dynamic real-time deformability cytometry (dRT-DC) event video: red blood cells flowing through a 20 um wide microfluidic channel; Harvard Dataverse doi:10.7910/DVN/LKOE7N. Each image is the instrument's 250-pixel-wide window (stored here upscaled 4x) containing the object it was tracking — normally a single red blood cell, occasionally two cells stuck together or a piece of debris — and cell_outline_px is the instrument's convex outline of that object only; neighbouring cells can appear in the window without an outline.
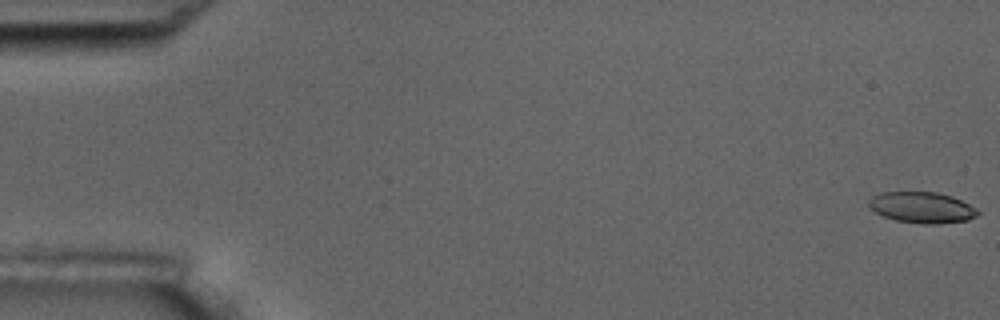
{"species": "common noctule bat (a hibernating species)", "species_latin": "Nyctalus noctula", "temperature_condition": "room temperature", "stored_images_in_passage": 17, "camera_frame_rate_fps": 3000, "um_per_image_px": 0.085, "animal": {"sex": "male", "body_mass_g": 17.5, "forearm_length_mm": 52.3}, "frame": {"image": 1, "passage_image": 1, "time_ms": 0.0, "image_size_px": [1000, 320], "cell_outline_px": [[980, 212], [976, 216], [968, 220], [936, 224], [924, 224], [896, 220], [884, 216], [868, 208], [868, 200], [872, 196], [880, 192], [936, 192], [952, 196], [976, 208]], "centroid_in_image_um": [78.34, 17.63], "position_along_channel_um": 6.7, "area_um2": 19.71}}
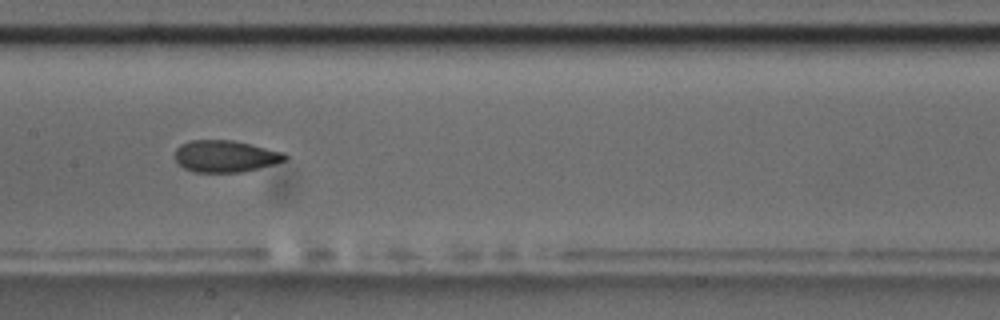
{"frame": {"image": 2, "passage_image": 9, "time_ms": 9.333, "image_size_px": [1000, 320], "cell_outline_px": [[288, 160], [276, 164], [240, 172], [192, 172], [184, 168], [176, 160], [176, 148], [180, 144], [188, 140], [232, 140], [252, 144], [284, 152], [288, 156]], "centroid_in_image_um": [19.18, 13.27], "position_along_channel_um": 188.2, "area_um2": 20.58}}
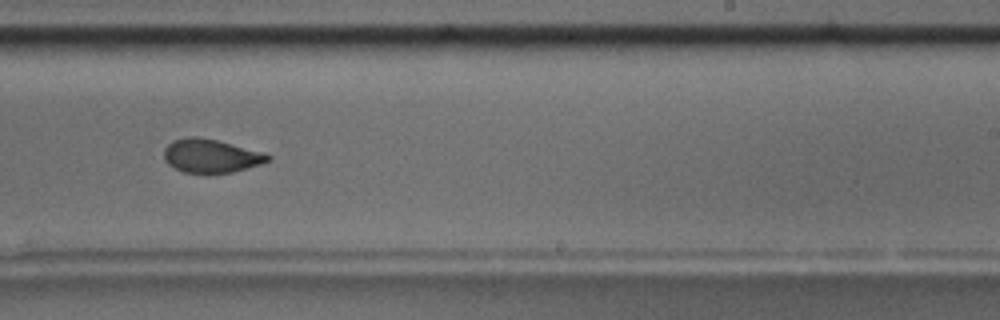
{"frame": {"image": 3, "passage_image": 11, "time_ms": 11.667, "image_size_px": [1000, 320], "cell_outline_px": [[272, 160], [260, 164], [232, 172], [184, 172], [168, 164], [164, 160], [164, 148], [172, 140], [188, 136], [196, 136], [216, 140], [232, 144], [260, 152], [272, 156]], "centroid_in_image_um": [17.9, 13.23], "position_along_channel_um": 271.1, "area_um2": 20.0}, "authors_computed_cell_mechanics": {"area_um2": 20.9236, "velocity_mm_per_s": 3.5538, "shape_relaxation_time_tau1_ms": 5.7332, "shape_relaxation_time_tau2_ms": 0.5259, "deformation_change_tau1": 0.1099, "deformation_change_tau2": 0.0509}}